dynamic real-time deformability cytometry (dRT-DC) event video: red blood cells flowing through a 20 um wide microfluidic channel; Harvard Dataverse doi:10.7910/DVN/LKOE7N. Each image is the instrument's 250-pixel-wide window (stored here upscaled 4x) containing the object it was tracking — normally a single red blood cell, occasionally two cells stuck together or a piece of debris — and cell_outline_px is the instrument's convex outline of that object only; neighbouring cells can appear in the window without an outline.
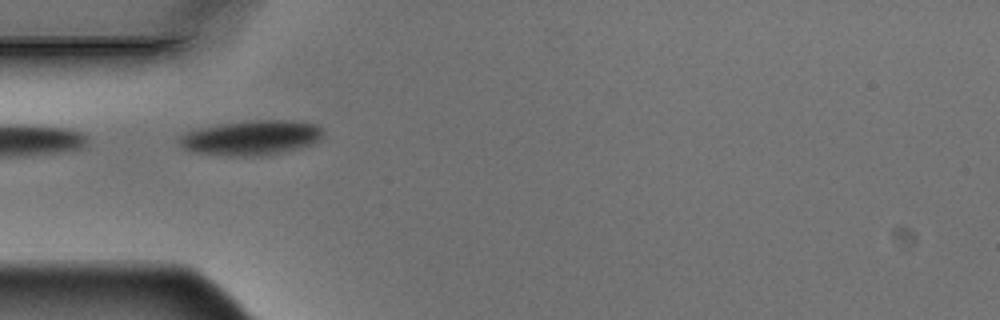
{"species": "Egyptian fruit bat (a non-hibernating species)", "species_latin": "Rousettus aegyptiacus", "temperature_condition": "warm", "stored_images_in_passage": 7, "camera_frame_rate_fps": 3000, "um_per_image_px": 0.085, "animal": {"sex": "male"}, "frame": {"image": 1, "passage_image": 5, "time_ms": 1.333, "image_size_px": [1000, 320], "cell_outline_px": [[324, 136], [320, 140], [312, 144], [300, 148], [276, 152], [240, 156], [228, 156], [192, 152], [184, 148], [180, 144], [180, 136], [188, 132], [200, 128], [216, 124], [256, 120], [288, 120], [316, 124], [324, 128]], "centroid_in_image_um": [21.39, 11.69], "position_along_channel_um": 63.6, "area_um2": 28.84}}
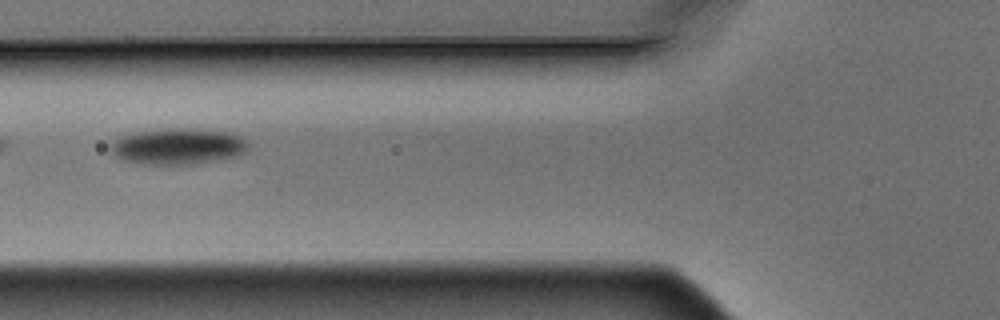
{"frame": {"image": 2, "passage_image": 6, "time_ms": 1.667, "image_size_px": [1000, 320], "cell_outline_px": [[248, 152], [236, 156], [196, 164], [136, 164], [124, 160], [116, 156], [112, 152], [112, 144], [120, 136], [136, 132], [168, 128], [184, 128], [232, 132], [240, 136], [248, 144]], "centroid_in_image_um": [15.16, 12.44], "position_along_channel_um": 110.6, "area_um2": 28.96}}
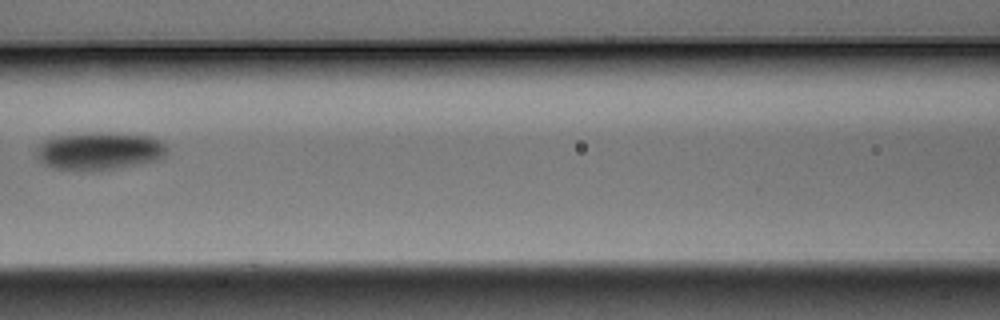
{"frame": {"image": 3, "passage_image": 7, "time_ms": 2.0, "image_size_px": [1000, 320], "cell_outline_px": [[168, 152], [160, 160], [112, 168], [56, 168], [48, 164], [40, 156], [40, 148], [44, 140], [52, 136], [88, 132], [108, 132], [152, 136], [160, 140], [164, 144]], "centroid_in_image_um": [8.58, 12.76], "position_along_channel_um": 158.0, "area_um2": 27.69}}